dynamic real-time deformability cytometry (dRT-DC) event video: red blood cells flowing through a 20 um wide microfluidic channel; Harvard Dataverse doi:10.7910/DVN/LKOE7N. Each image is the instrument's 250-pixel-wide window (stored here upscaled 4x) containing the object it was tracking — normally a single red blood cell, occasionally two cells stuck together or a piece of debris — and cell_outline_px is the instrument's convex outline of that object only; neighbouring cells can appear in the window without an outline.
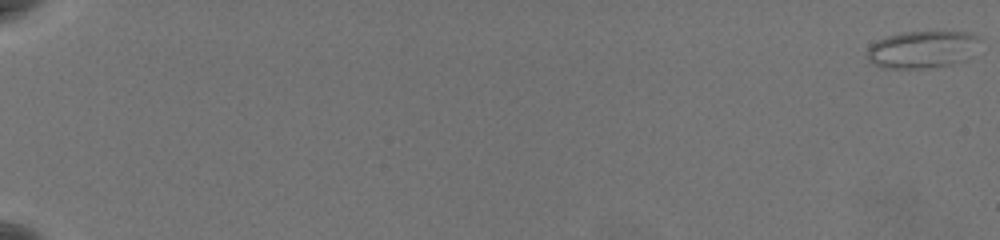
{"species": "common noctule bat (a hibernating species)", "species_latin": "Nyctalus noctula", "temperature_condition": "warm", "stored_images_in_passage": 61, "camera_frame_rate_fps": 3000, "um_per_image_px": 0.085, "animal": {"sex": "female", "body_mass_g": 19.5, "forearm_length_mm": 54.1}, "frame": {"image": 1, "passage_image": 1, "time_ms": 0.0, "image_size_px": [1000, 240], "cell_outline_px": [[980, 40], [968, 60], [932, 68], [880, 68], [872, 64], [868, 60], [868, 48], [872, 44], [888, 36], [900, 32], [936, 28], [968, 32], [980, 36]], "centroid_in_image_um": [78.45, 4.15], "position_along_channel_um": 6.6, "area_um2": 25.55}}
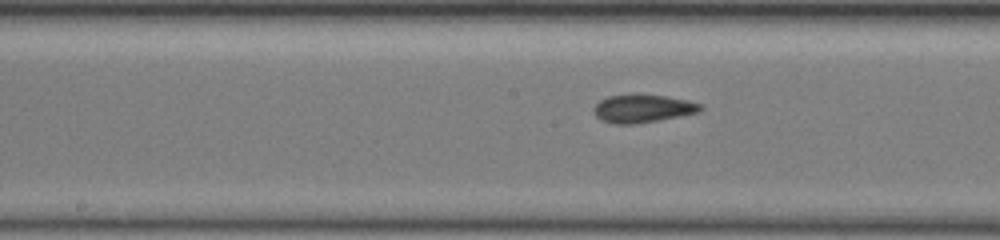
{"frame": {"image": 2, "passage_image": 36, "time_ms": 11.667, "image_size_px": [1000, 240], "cell_outline_px": [[704, 108], [700, 112], [636, 124], [616, 124], [604, 120], [596, 116], [596, 104], [600, 100], [608, 96], [632, 92], [640, 92], [688, 100], [704, 104]], "centroid_in_image_um": [54.69, 9.18], "position_along_channel_um": 193.5, "area_um2": 17.74}}
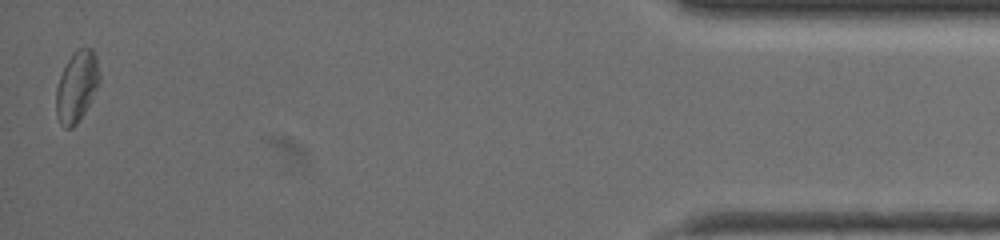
{"frame": {"image": 3, "passage_image": 61, "time_ms": 20.0, "image_size_px": [1000, 240], "cell_outline_px": [[100, 84], [84, 112], [76, 124], [72, 128], [64, 128], [60, 124], [56, 116], [56, 88], [60, 76], [72, 52], [80, 48], [92, 48], [96, 56], [100, 76]], "centroid_in_image_um": [6.52, 7.35], "position_along_channel_um": 428.7, "area_um2": 17.92}, "authors_computed_cell_mechanics": {"area_um2": 17.8024, "velocity_mm_per_s": 3.6817, "shape_relaxation_time_tau1_ms": null, "shape_relaxation_time_tau2_ms": 1.7947, "deformation_change_tau1": null, "deformation_change_tau2": 0.0863}}